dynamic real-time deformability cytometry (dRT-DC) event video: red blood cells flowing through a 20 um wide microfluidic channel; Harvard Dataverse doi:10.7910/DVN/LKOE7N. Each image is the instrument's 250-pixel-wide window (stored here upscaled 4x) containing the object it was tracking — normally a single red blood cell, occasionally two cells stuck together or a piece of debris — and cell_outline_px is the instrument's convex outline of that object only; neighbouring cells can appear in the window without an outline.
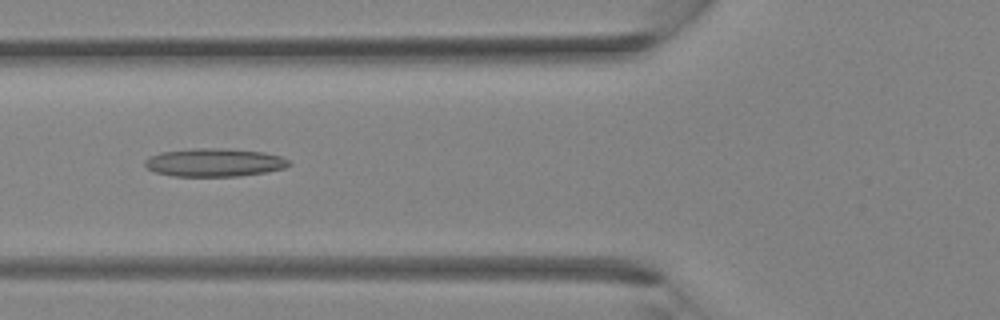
{"species": "Egyptian fruit bat (a non-hibernating species)", "species_latin": "Rousettus aegyptiacus", "temperature_condition": "room temperature", "stored_images_in_passage": 35, "camera_frame_rate_fps": 3000, "um_per_image_px": 0.085, "animal": {"sex": "female"}, "frame": {"image": 1, "passage_image": 13, "time_ms": 4.0, "image_size_px": [1000, 320], "cell_outline_px": [[292, 164], [284, 168], [264, 172], [240, 176], [176, 176], [156, 172], [148, 168], [144, 164], [144, 160], [148, 156], [160, 152], [192, 148], [216, 148], [264, 152], [280, 156], [288, 160]], "centroid_in_image_um": [18.19, 13.8], "position_along_channel_um": 107.6, "area_um2": 23.58}}
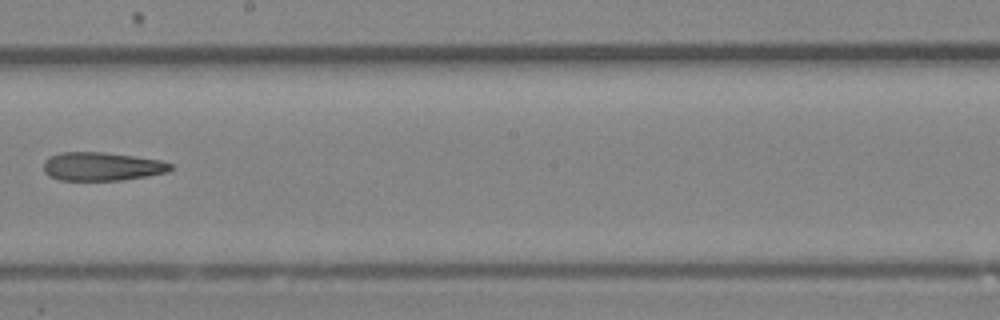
{"frame": {"image": 2, "passage_image": 20, "time_ms": 6.333, "image_size_px": [1000, 320], "cell_outline_px": [[172, 168], [168, 172], [120, 180], [60, 180], [48, 176], [44, 172], [44, 160], [48, 156], [60, 152], [104, 152], [160, 160], [172, 164]], "centroid_in_image_um": [8.6, 14.14], "position_along_channel_um": 239.6, "area_um2": 21.04}}
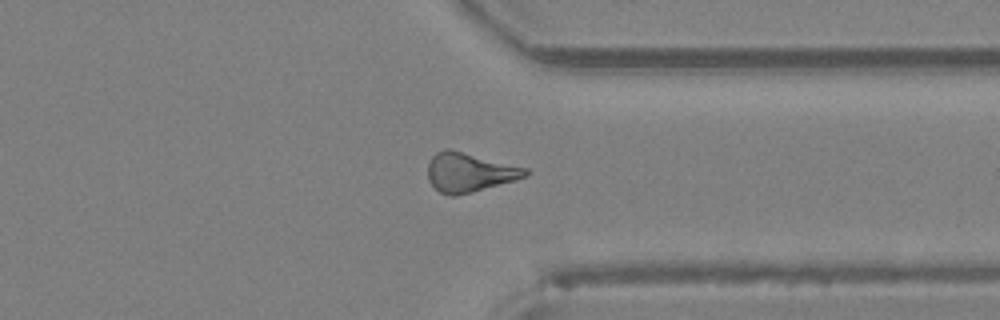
{"frame": {"image": 3, "passage_image": 27, "time_ms": 8.667, "image_size_px": [1000, 320], "cell_outline_px": [[528, 176], [516, 180], [472, 192], [456, 196], [448, 196], [440, 192], [428, 180], [428, 164], [432, 156], [436, 152], [444, 148], [452, 148], [528, 168]], "centroid_in_image_um": [39.9, 14.63], "position_along_channel_um": 371.5, "area_um2": 22.6}}